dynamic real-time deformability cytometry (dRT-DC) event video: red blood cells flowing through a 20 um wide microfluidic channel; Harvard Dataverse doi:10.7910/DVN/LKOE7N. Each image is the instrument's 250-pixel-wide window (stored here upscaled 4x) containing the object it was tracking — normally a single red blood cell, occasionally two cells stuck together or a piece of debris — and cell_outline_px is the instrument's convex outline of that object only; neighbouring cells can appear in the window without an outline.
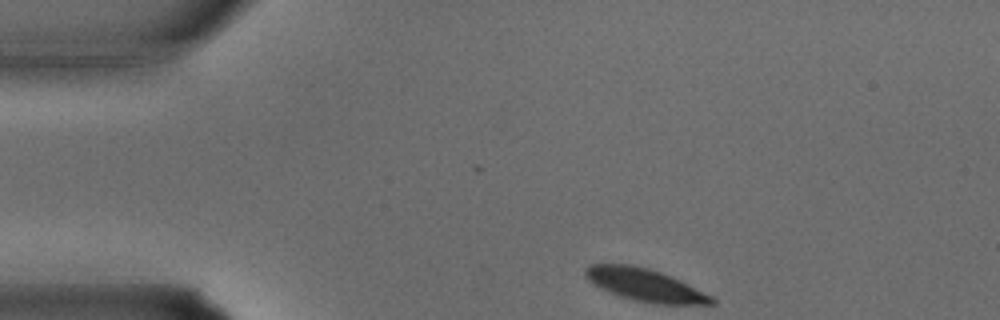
{"species": "common noctule bat (a hibernating species)", "species_latin": "Nyctalus noctula", "temperature_condition": "warm", "stored_images_in_passage": 24, "camera_frame_rate_fps": 3000, "um_per_image_px": 0.085, "animal": {"sex": "male", "body_mass_g": 15.6}, "frame": {"image": 1, "passage_image": 1, "time_ms": 0.0, "image_size_px": [1000, 320], "cell_outline_px": [[716, 304], [652, 304], [620, 296], [600, 288], [592, 284], [584, 276], [584, 268], [588, 264], [628, 264], [648, 268], [660, 272], [680, 280], [712, 296], [716, 300]], "centroid_in_image_um": [54.79, 24.22], "position_along_channel_um": 30.2, "area_um2": 23.93}}
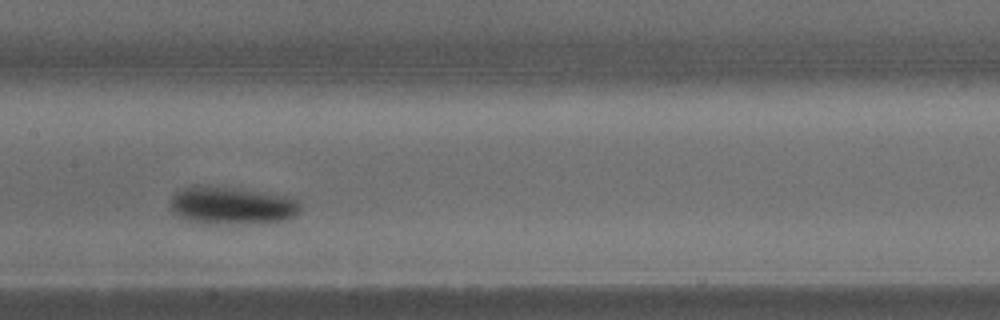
{"frame": {"image": 2, "passage_image": 12, "time_ms": 3.667, "image_size_px": [1000, 320], "cell_outline_px": [[300, 208], [296, 216], [284, 220], [248, 224], [196, 224], [172, 212], [172, 196], [180, 188], [196, 184], [204, 184], [292, 196], [300, 204]], "centroid_in_image_um": [19.69, 17.47], "position_along_channel_um": 187.7, "area_um2": 29.13}}
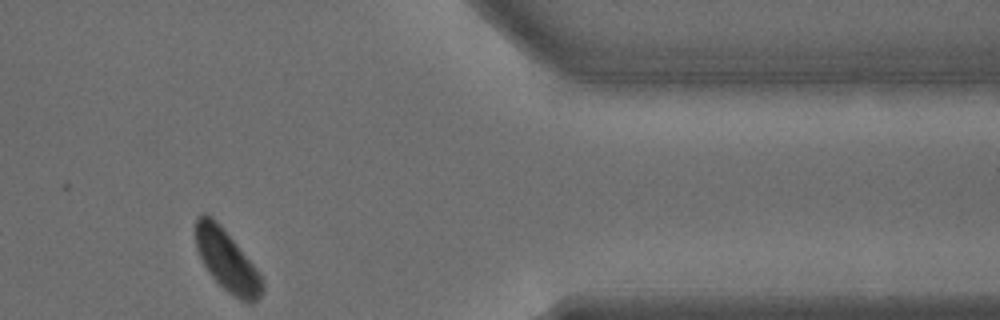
{"frame": {"image": 3, "passage_image": 24, "time_ms": 7.667, "image_size_px": [1000, 320], "cell_outline_px": [[264, 288], [260, 296], [252, 304], [248, 304], [232, 296], [212, 276], [204, 264], [196, 248], [192, 228], [196, 216], [200, 212], [204, 212], [212, 216], [220, 224], [260, 272], [264, 280]], "centroid_in_image_um": [19.26, 22.1], "position_along_channel_um": 392.1, "area_um2": 24.39}}